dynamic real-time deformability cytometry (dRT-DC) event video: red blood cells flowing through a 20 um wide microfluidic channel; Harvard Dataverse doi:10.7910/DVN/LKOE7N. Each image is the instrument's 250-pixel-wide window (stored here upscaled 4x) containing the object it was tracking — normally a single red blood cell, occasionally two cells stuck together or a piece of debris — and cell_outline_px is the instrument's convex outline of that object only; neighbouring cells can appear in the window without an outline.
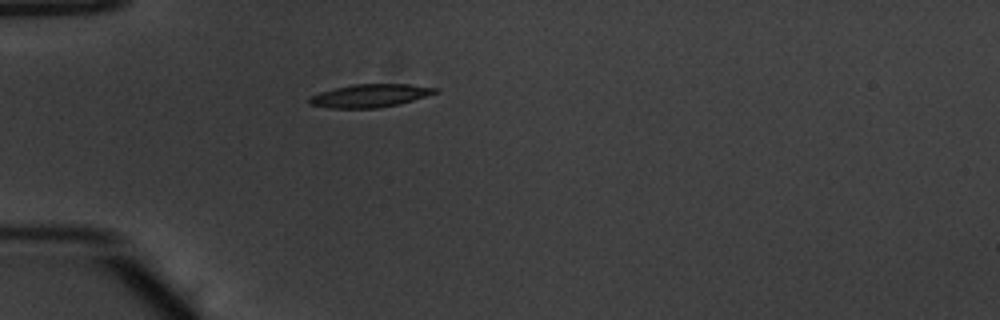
{"species": "common noctule bat (a hibernating species)", "species_latin": "Nyctalus noctula", "temperature_condition": "warm", "stored_images_in_passage": 38, "camera_frame_rate_fps": 3000, "um_per_image_px": 0.085, "animal": {"sex": "male", "body_mass_g": 20.1, "forearm_length_mm": 53.5}, "frame": {"image": 1, "passage_image": 1, "time_ms": 0.0, "image_size_px": [1000, 320], "cell_outline_px": [[440, 92], [412, 100], [396, 104], [376, 108], [328, 108], [308, 104], [308, 100], [312, 96], [320, 92], [352, 84], [408, 84], [440, 88]], "centroid_in_image_um": [31.46, 8.13], "position_along_channel_um": 53.5, "area_um2": 16.82}}
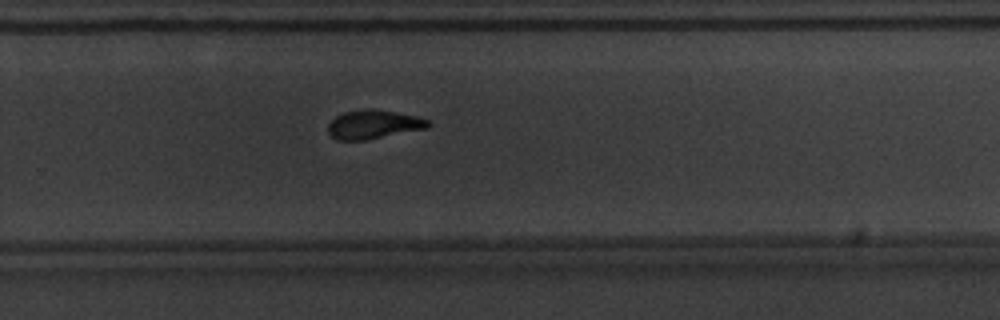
{"frame": {"image": 2, "passage_image": 21, "time_ms": 6.667, "image_size_px": [1000, 320], "cell_outline_px": [[432, 124], [428, 128], [364, 140], [336, 140], [328, 132], [328, 124], [336, 116], [344, 112], [364, 108], [372, 108], [396, 112], [416, 116], [428, 120]], "centroid_in_image_um": [31.74, 10.56], "position_along_channel_um": 298.1, "area_um2": 16.82}}
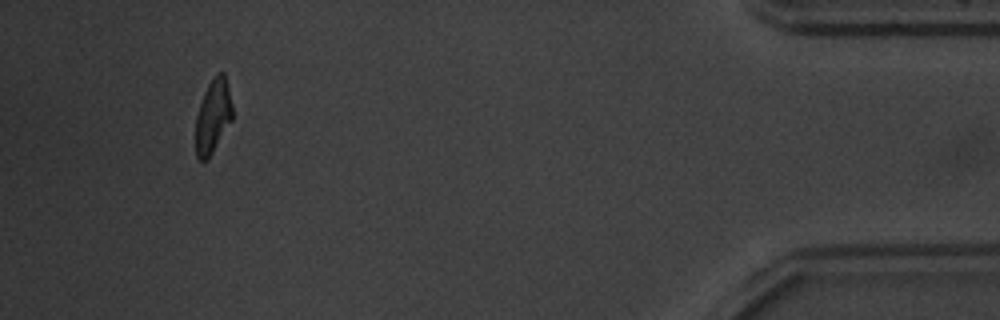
{"frame": {"image": 3, "passage_image": 35, "time_ms": 11.333, "image_size_px": [1000, 320], "cell_outline_px": [[232, 120], [208, 160], [200, 160], [196, 156], [196, 116], [204, 92], [208, 84], [216, 72], [224, 72], [232, 104]], "centroid_in_image_um": [18.1, 9.88], "position_along_channel_um": 417.1, "area_um2": 15.78}, "authors_computed_cell_mechanics": {"area_um2": 16.9932, "velocity_mm_per_s": 3.849, "shape_relaxation_time_tau1_ms": 3.2408, "shape_relaxation_time_tau2_ms": 2.4193, "deformation_change_tau1": 0.1888, "deformation_change_tau2": 0.1053}}